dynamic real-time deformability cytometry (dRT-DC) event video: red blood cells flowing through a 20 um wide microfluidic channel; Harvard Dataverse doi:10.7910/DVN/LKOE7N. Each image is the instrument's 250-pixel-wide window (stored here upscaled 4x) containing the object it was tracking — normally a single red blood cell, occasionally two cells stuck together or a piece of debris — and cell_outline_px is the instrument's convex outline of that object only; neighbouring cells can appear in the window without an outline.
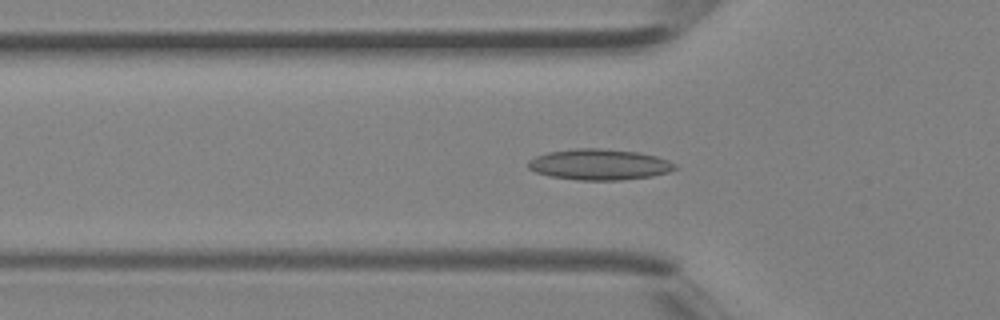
{"species": "Egyptian fruit bat (a non-hibernating species)", "species_latin": "Rousettus aegyptiacus", "temperature_condition": "room temperature", "stored_images_in_passage": 29, "camera_frame_rate_fps": 3000, "um_per_image_px": 0.085, "animal": {"sex": "female"}, "frame": {"image": 1, "passage_image": 2, "time_ms": 0.333, "image_size_px": [1000, 320], "cell_outline_px": [[680, 168], [668, 172], [652, 176], [620, 180], [576, 180], [548, 176], [536, 172], [528, 168], [528, 160], [536, 156], [548, 152], [572, 148], [600, 148], [640, 152], [656, 156], [668, 160], [676, 164]], "centroid_in_image_um": [50.95, 13.98], "position_along_channel_um": 74.8, "area_um2": 26.7}}
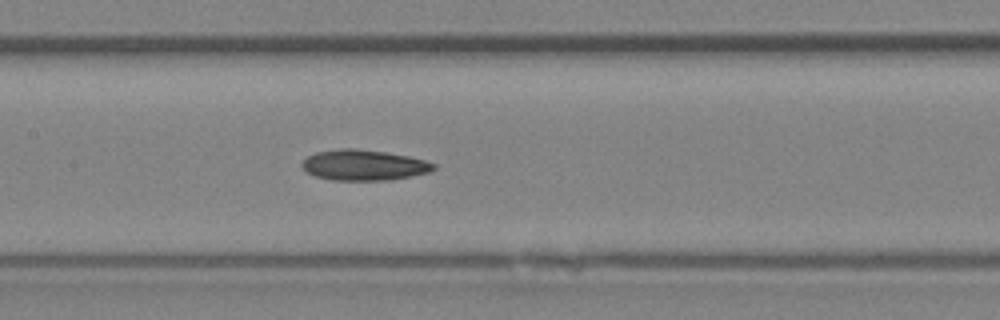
{"frame": {"image": 2, "passage_image": 8, "time_ms": 2.333, "image_size_px": [1000, 320], "cell_outline_px": [[436, 168], [428, 172], [388, 180], [332, 180], [316, 176], [308, 172], [300, 164], [308, 156], [316, 152], [340, 148], [352, 148], [384, 152], [408, 156], [424, 160], [436, 164]], "centroid_in_image_um": [30.91, 14.03], "position_along_channel_um": 176.5, "area_um2": 23.18}}
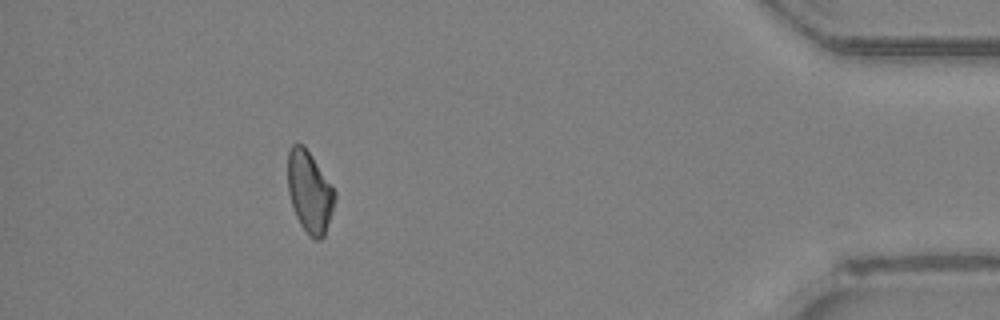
{"frame": {"image": 3, "passage_image": 25, "time_ms": 8.0, "image_size_px": [1000, 320], "cell_outline_px": [[336, 196], [332, 212], [324, 236], [320, 240], [312, 240], [300, 224], [296, 216], [288, 192], [288, 152], [292, 144], [304, 144], [336, 192]], "centroid_in_image_um": [26.31, 16.32], "position_along_channel_um": 408.9, "area_um2": 22.25}}